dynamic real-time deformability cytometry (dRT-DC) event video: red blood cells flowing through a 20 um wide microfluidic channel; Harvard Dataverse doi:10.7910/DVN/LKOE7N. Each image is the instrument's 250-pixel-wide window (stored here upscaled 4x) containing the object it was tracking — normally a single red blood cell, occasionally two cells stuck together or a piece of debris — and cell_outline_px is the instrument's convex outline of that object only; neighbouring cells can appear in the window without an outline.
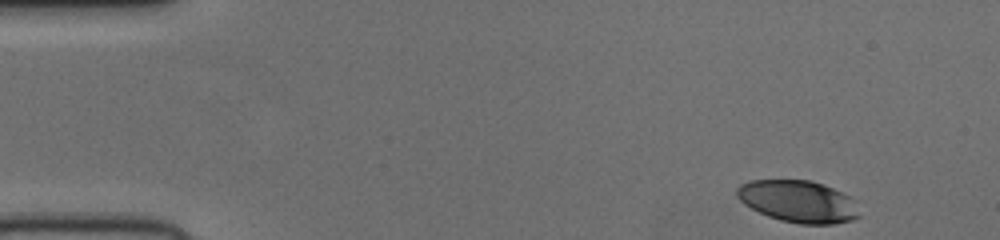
{"species": "human", "species_latin": "Homo sapiens", "temperature_condition": "cold", "stored_images_in_passage": 48, "camera_frame_rate_fps": 3000, "um_per_image_px": 0.085, "donor": {"sex": "female"}, "frame": {"image": 1, "passage_image": 1, "time_ms": 0.0, "image_size_px": [1000, 240], "cell_outline_px": [[860, 216], [852, 220], [836, 224], [800, 224], [780, 220], [768, 216], [744, 204], [736, 196], [736, 188], [740, 184], [748, 180], [812, 180], [824, 184], [856, 200]], "centroid_in_image_um": [67.86, 17.12], "position_along_channel_um": 17.1, "area_um2": 30.17}}
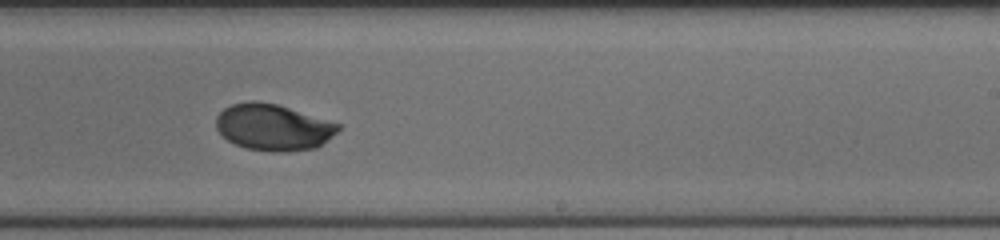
{"frame": {"image": 2, "passage_image": 28, "time_ms": 9.0, "image_size_px": [1000, 240], "cell_outline_px": [[340, 128], [336, 132], [316, 148], [288, 152], [272, 152], [244, 148], [228, 140], [216, 128], [216, 116], [224, 108], [232, 104], [248, 100], [256, 100], [276, 104], [340, 124]], "centroid_in_image_um": [23.19, 10.82], "position_along_channel_um": 265.8, "area_um2": 32.89}}
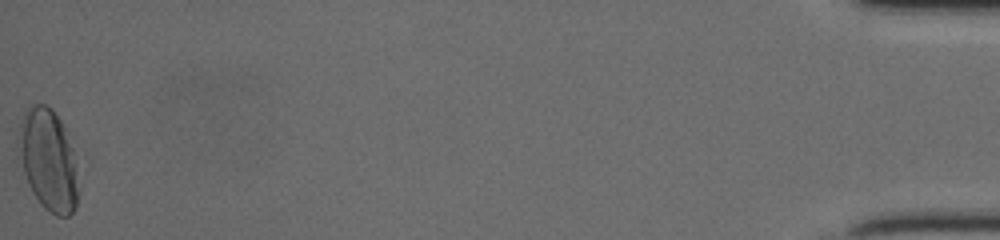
{"frame": {"image": 3, "passage_image": 48, "time_ms": 15.667, "image_size_px": [1000, 240], "cell_outline_px": [[76, 208], [68, 216], [56, 216], [44, 208], [40, 204], [32, 192], [28, 184], [16, 156], [16, 136], [20, 124], [28, 104], [44, 104], [60, 120], [64, 128], [72, 148], [76, 188]], "centroid_in_image_um": [4.0, 13.59], "position_along_channel_um": 431.2, "area_um2": 35.2}}